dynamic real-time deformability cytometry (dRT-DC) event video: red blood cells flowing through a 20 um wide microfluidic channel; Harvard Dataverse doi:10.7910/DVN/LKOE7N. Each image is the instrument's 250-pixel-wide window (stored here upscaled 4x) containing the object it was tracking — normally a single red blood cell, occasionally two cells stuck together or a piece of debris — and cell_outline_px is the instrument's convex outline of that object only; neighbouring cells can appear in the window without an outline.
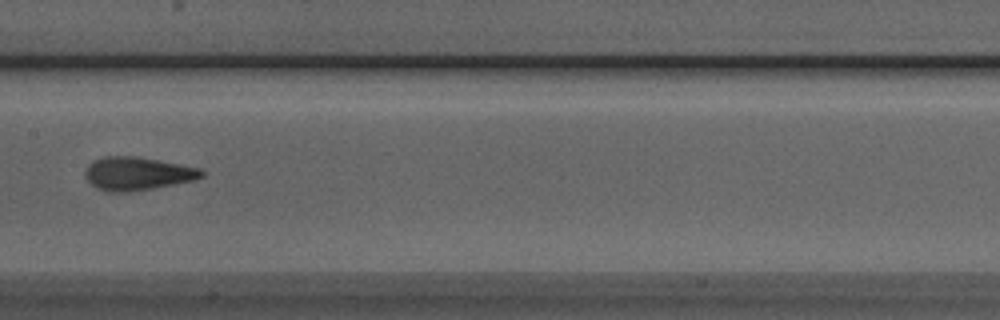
{"species": "Egyptian fruit bat (a non-hibernating species)", "species_latin": "Rousettus aegyptiacus", "temperature_condition": "room temperature", "stored_images_in_passage": 6, "camera_frame_rate_fps": 3000, "um_per_image_px": 0.085, "animal": {"sex": "male"}, "frame": {"image": 1, "passage_image": 6, "time_ms": 1.667, "image_size_px": [1000, 320], "cell_outline_px": [[204, 176], [196, 180], [152, 188], [128, 192], [108, 192], [96, 188], [84, 176], [84, 168], [92, 160], [104, 156], [136, 156], [200, 168], [204, 172]], "centroid_in_image_um": [11.64, 14.75], "position_along_channel_um": 195.8, "area_um2": 22.66}}